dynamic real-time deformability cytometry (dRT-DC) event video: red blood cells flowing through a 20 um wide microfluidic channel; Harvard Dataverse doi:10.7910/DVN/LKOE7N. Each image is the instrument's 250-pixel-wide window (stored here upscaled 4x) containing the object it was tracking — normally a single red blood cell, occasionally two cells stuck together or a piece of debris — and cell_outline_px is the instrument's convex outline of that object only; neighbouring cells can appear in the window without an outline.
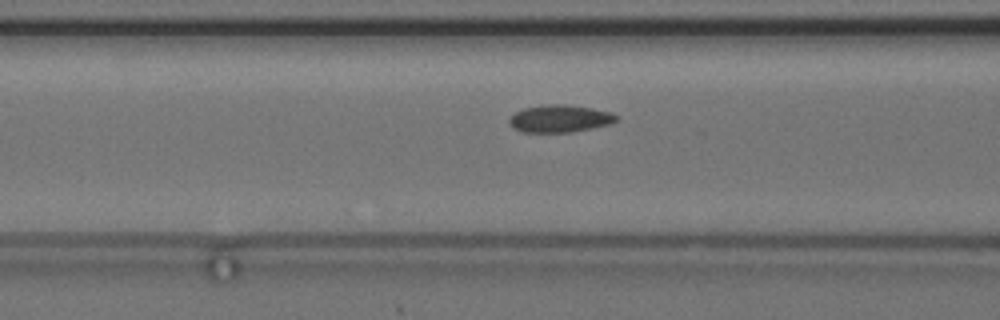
{"species": "common noctule bat (a hibernating species)", "species_latin": "Nyctalus noctula", "temperature_condition": "cold", "stored_images_in_passage": 39, "camera_frame_rate_fps": 3000, "um_per_image_px": 0.085, "animal": {"sex": "female", "body_mass_g": 24.6, "forearm_length_mm": 56.2}, "frame": {"image": 1, "passage_image": 12, "time_ms": 3.667, "image_size_px": [1000, 320], "cell_outline_px": [[620, 120], [612, 124], [572, 132], [520, 132], [512, 128], [508, 120], [516, 112], [524, 108], [548, 104], [564, 104], [592, 108], [612, 112], [620, 116]], "centroid_in_image_um": [47.64, 10.09], "position_along_channel_um": 119.0, "area_um2": 17.34}}